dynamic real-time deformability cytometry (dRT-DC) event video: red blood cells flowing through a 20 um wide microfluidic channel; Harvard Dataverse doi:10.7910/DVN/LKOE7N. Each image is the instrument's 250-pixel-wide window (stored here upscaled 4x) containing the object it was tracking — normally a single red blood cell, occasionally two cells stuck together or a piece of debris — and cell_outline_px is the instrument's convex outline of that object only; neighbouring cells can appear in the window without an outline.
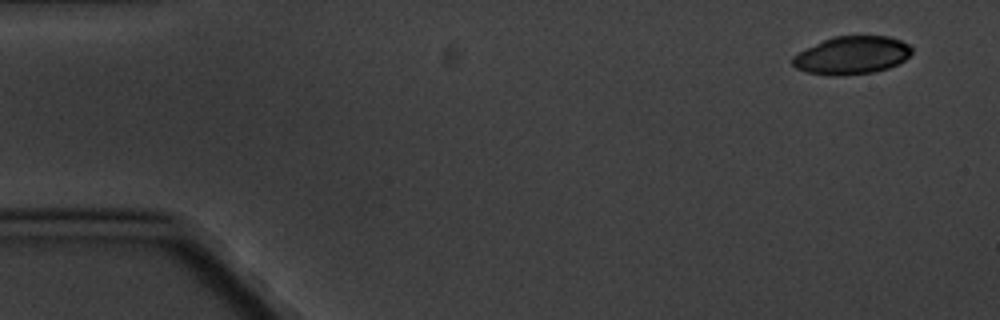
{"species": "common noctule bat (a hibernating species)", "species_latin": "Nyctalus noctula", "temperature_condition": "cold", "stored_images_in_passage": 5, "camera_frame_rate_fps": 3000, "um_per_image_px": 0.085, "animal": {"sex": "male", "body_mass_g": 20.1, "forearm_length_mm": 53.5}, "frame": {"image": 1, "passage_image": 1, "time_ms": 0.0, "image_size_px": [1000, 320], "cell_outline_px": [[912, 52], [904, 60], [888, 68], [872, 72], [836, 76], [828, 76], [808, 72], [796, 68], [792, 64], [792, 56], [832, 36], [888, 36], [900, 40], [908, 44], [912, 48]], "centroid_in_image_um": [72.4, 4.7], "position_along_channel_um": 12.6, "area_um2": 26.13}}
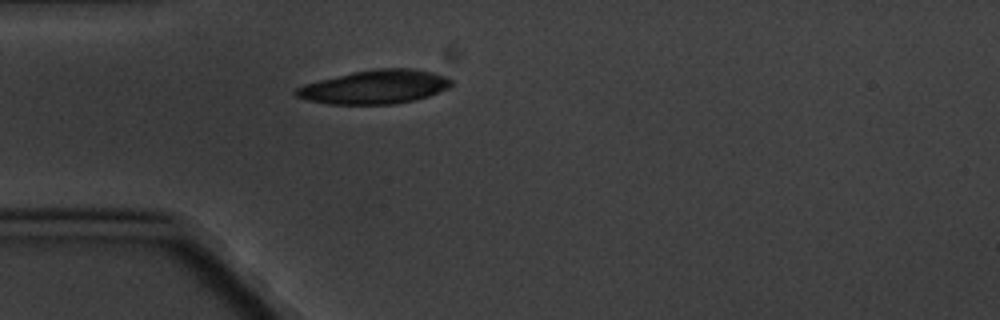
{"frame": {"image": 2, "passage_image": 5, "time_ms": 4.333, "image_size_px": [1000, 320], "cell_outline_px": [[452, 84], [448, 88], [428, 96], [412, 100], [392, 104], [328, 104], [308, 100], [296, 96], [292, 92], [296, 88], [304, 84], [352, 72], [372, 68], [416, 68], [432, 72], [444, 76], [452, 80]], "centroid_in_image_um": [31.85, 7.38], "position_along_channel_um": 53.2, "area_um2": 30.52}}